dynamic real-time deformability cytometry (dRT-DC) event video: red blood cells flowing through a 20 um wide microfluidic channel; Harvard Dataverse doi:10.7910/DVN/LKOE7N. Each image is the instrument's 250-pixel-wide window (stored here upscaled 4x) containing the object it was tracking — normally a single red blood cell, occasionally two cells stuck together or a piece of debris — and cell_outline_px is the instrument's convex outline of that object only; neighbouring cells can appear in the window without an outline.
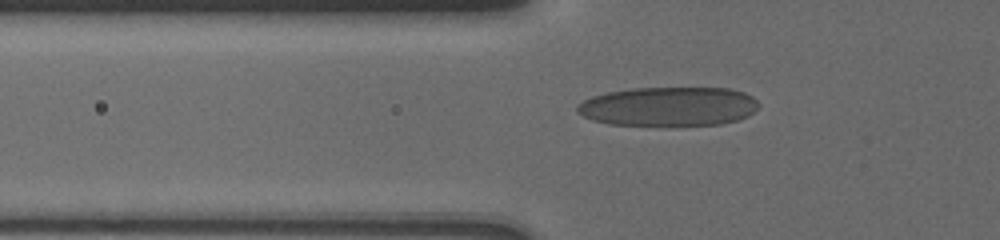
{"species": "human", "species_latin": "Homo sapiens", "temperature_condition": "cold", "stored_images_in_passage": 42, "camera_frame_rate_fps": 3000, "um_per_image_px": 0.085, "donor": {"sex": "male"}, "frame": {"image": 1, "passage_image": 7, "time_ms": 2.0, "image_size_px": [1000, 240], "cell_outline_px": [[760, 104], [748, 116], [736, 120], [720, 124], [608, 124], [592, 120], [576, 112], [576, 108], [584, 100], [592, 96], [608, 92], [632, 88], [728, 88], [744, 92], [752, 96]], "centroid_in_image_um": [56.83, 9.03], "position_along_channel_um": 69.0, "area_um2": 40.92}}
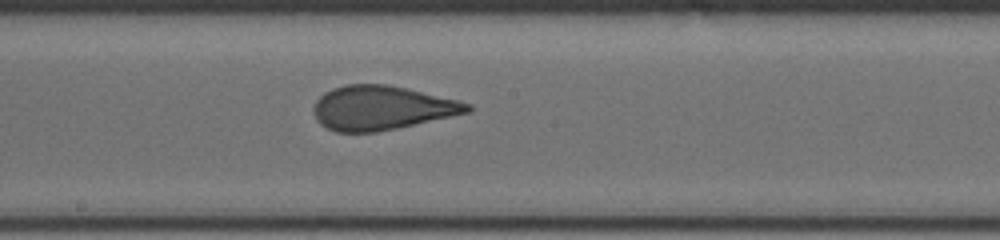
{"frame": {"image": 2, "passage_image": 22, "time_ms": 6.0, "image_size_px": [1000, 240], "cell_outline_px": [[472, 112], [396, 128], [376, 132], [336, 132], [320, 124], [316, 120], [312, 108], [316, 100], [324, 92], [332, 88], [344, 84], [388, 84], [460, 100], [472, 104]], "centroid_in_image_um": [32.44, 9.16], "position_along_channel_um": 215.8, "area_um2": 39.82}}
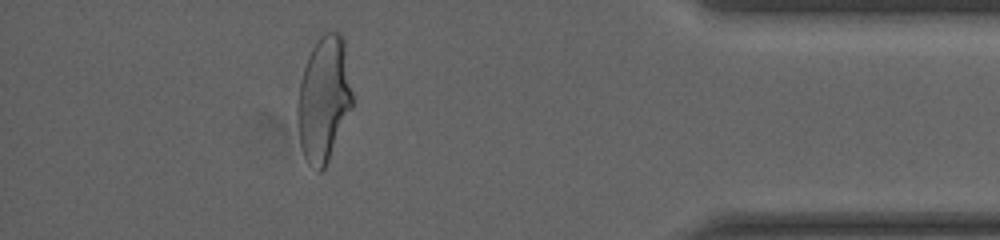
{"frame": {"image": 3, "passage_image": 38, "time_ms": 12.0, "image_size_px": [1000, 240], "cell_outline_px": [[352, 108], [328, 160], [324, 168], [320, 172], [316, 172], [308, 164], [304, 156], [300, 144], [296, 116], [296, 108], [300, 80], [308, 56], [312, 48], [320, 36], [324, 32], [340, 32], [344, 40], [352, 92]], "centroid_in_image_um": [27.5, 8.43], "position_along_channel_um": 407.7, "area_um2": 40.17}, "authors_computed_cell_mechanics": {"area_um2": 39.7664, "velocity_mm_per_s": 3.7593, "shape_relaxation_time_tau1_ms": 7.1388, "shape_relaxation_time_tau2_ms": 0.9111, "deformation_change_tau1": 0.1921, "deformation_change_tau2": 0.0682}}